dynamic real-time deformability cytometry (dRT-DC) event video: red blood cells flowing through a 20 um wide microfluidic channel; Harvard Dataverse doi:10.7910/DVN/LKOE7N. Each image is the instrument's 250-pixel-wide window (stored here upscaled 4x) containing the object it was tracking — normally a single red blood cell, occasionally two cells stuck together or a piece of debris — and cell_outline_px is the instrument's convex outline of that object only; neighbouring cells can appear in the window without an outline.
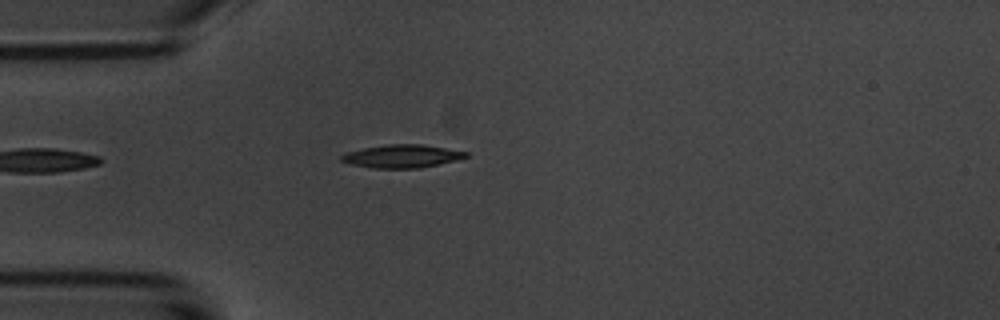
{"species": "common noctule bat (a hibernating species)", "species_latin": "Nyctalus noctula", "temperature_condition": "room temperature", "stored_images_in_passage": 4, "camera_frame_rate_fps": 3000, "um_per_image_px": 0.085, "animal": {"sex": "male", "body_mass_g": 20.1, "forearm_length_mm": 53.5}, "frame": {"image": 1, "passage_image": 4, "time_ms": 4.333, "image_size_px": [1000, 320], "cell_outline_px": [[468, 156], [456, 160], [420, 168], [372, 168], [352, 164], [340, 160], [340, 156], [344, 152], [364, 148], [388, 144], [420, 144], [468, 152]], "centroid_in_image_um": [34.13, 13.28], "position_along_channel_um": 50.9, "area_um2": 16.59}}